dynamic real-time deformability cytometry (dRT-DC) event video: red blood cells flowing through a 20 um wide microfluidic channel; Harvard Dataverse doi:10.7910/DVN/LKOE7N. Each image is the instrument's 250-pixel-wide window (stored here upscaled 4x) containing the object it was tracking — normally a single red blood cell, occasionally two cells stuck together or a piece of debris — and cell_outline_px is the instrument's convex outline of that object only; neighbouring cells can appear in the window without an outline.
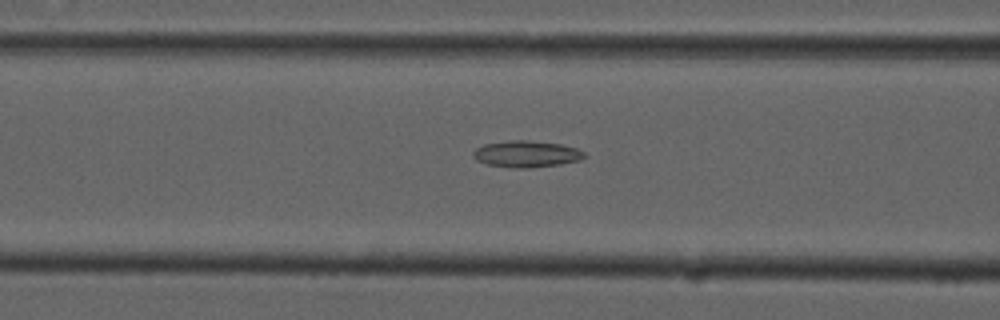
{"species": "common noctule bat (a hibernating species)", "species_latin": "Nyctalus noctula", "temperature_condition": "cold", "stored_images_in_passage": 55, "camera_frame_rate_fps": 3000, "um_per_image_px": 0.085, "animal": {"sex": "male", "forearm_length_mm": 52.5}, "frame": {"image": 1, "passage_image": 22, "time_ms": 7.0, "image_size_px": [1000, 320], "cell_outline_px": [[588, 156], [580, 160], [560, 164], [528, 168], [512, 168], [488, 164], [476, 160], [472, 156], [472, 152], [476, 148], [484, 144], [508, 140], [528, 140], [560, 144], [576, 148], [584, 152]], "centroid_in_image_um": [44.74, 13.09], "position_along_channel_um": 121.9, "area_um2": 17.28}}
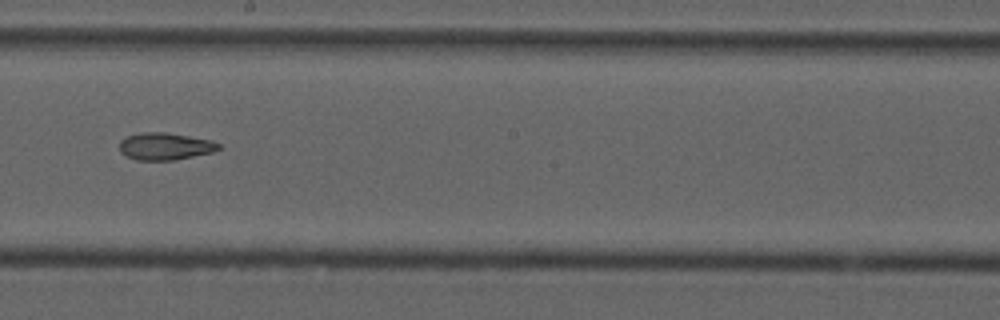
{"frame": {"image": 2, "passage_image": 31, "time_ms": 10.0, "image_size_px": [1000, 320], "cell_outline_px": [[220, 148], [216, 152], [172, 160], [136, 160], [120, 152], [120, 140], [128, 136], [140, 132], [164, 132], [212, 140], [220, 144]], "centroid_in_image_um": [14.05, 12.44], "position_along_channel_um": 234.1, "area_um2": 15.72}}
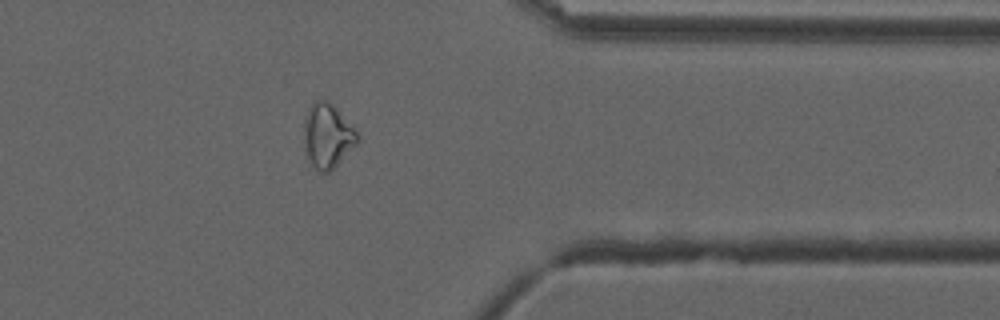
{"frame": {"image": 3, "passage_image": 44, "time_ms": 14.333, "image_size_px": [1000, 320], "cell_outline_px": [[360, 140], [328, 172], [320, 172], [312, 164], [304, 148], [304, 120], [308, 108], [320, 96], [328, 100], [336, 108], [360, 136]], "centroid_in_image_um": [27.81, 11.49], "position_along_channel_um": 383.6, "area_um2": 19.77}, "authors_computed_cell_mechanics": {"area_um2": 18.9584, "velocity_mm_per_s": 3.7503, "shape_relaxation_time_tau1_ms": null, "shape_relaxation_time_tau2_ms": 4.592, "deformation_change_tau1": null, "deformation_change_tau2": 0.1227}}